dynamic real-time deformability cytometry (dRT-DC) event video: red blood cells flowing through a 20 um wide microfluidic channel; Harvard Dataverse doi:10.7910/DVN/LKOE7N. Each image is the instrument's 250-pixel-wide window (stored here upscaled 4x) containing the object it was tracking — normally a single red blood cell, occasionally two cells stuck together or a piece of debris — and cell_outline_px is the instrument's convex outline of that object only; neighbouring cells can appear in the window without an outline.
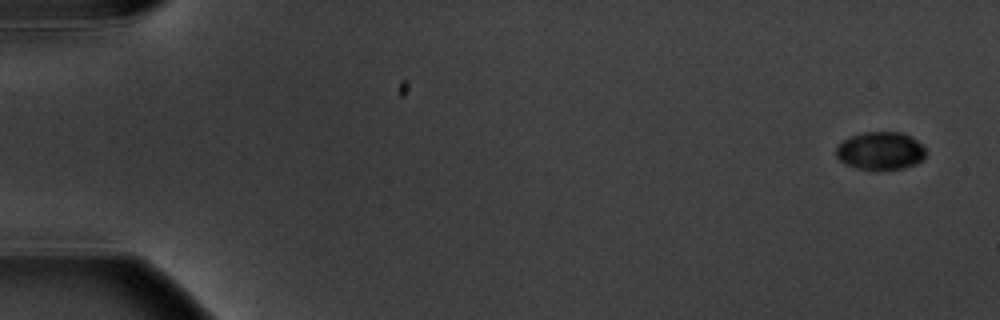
{"species": "common noctule bat (a hibernating species)", "species_latin": "Nyctalus noctula", "temperature_condition": "warm", "stored_images_in_passage": 5, "camera_frame_rate_fps": 3000, "um_per_image_px": 0.085, "animal": {"sex": "male", "body_mass_g": 20.1, "forearm_length_mm": 53.5}, "frame": {"image": 1, "passage_image": 1, "time_ms": 0.0, "image_size_px": [1000, 320], "cell_outline_px": [[928, 152], [924, 160], [916, 164], [904, 168], [856, 168], [840, 160], [836, 156], [836, 148], [844, 140], [852, 136], [864, 132], [900, 132], [912, 136]], "centroid_in_image_um": [74.89, 12.8], "position_along_channel_um": 10.1, "area_um2": 19.54}}
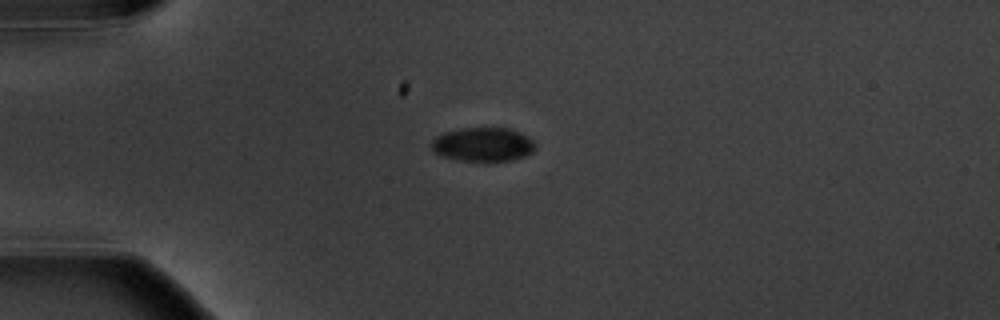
{"frame": {"image": 2, "passage_image": 4, "time_ms": 4.333, "image_size_px": [1000, 320], "cell_outline_px": [[536, 148], [532, 152], [524, 156], [508, 160], [460, 160], [444, 156], [432, 152], [428, 144], [436, 136], [444, 132], [460, 128], [508, 128], [520, 132], [532, 140], [536, 144]], "centroid_in_image_um": [41.0, 12.26], "position_along_channel_um": 44.0, "area_um2": 20.46}}